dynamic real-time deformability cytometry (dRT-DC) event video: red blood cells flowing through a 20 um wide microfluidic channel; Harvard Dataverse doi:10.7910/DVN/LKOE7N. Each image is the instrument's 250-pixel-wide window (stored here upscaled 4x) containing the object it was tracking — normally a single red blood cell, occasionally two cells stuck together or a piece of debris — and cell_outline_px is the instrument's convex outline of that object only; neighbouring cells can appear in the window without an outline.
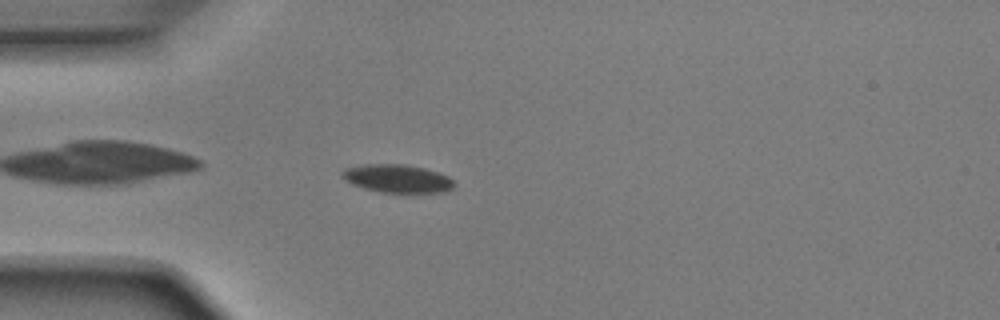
{"species": "Egyptian fruit bat (a non-hibernating species)", "species_latin": "Rousettus aegyptiacus", "temperature_condition": "room temperature", "stored_images_in_passage": 39, "camera_frame_rate_fps": 3000, "um_per_image_px": 0.085, "animal": {"sex": "male"}, "frame": {"image": 1, "passage_image": 2, "time_ms": 0.333, "image_size_px": [1000, 320], "cell_outline_px": [[456, 184], [452, 188], [444, 192], [380, 192], [364, 188], [352, 184], [344, 180], [340, 176], [340, 172], [344, 168], [364, 164], [404, 164], [424, 168], [440, 172], [448, 176]], "centroid_in_image_um": [33.74, 15.16], "position_along_channel_um": 51.3, "area_um2": 18.5}}
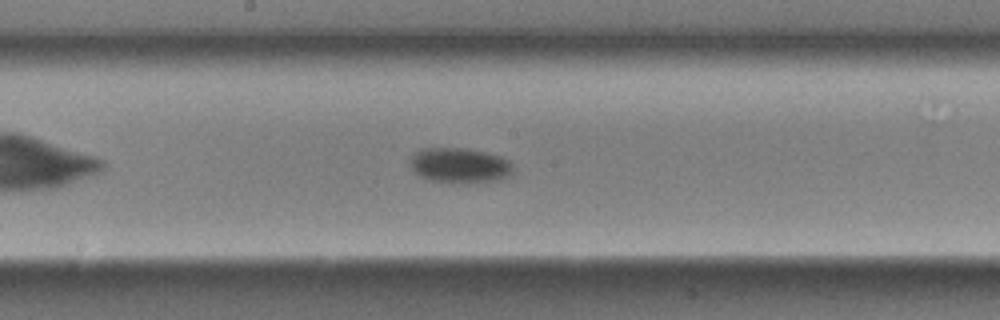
{"frame": {"image": 2, "passage_image": 15, "time_ms": 4.667, "image_size_px": [1000, 320], "cell_outline_px": [[512, 172], [508, 176], [500, 180], [452, 184], [432, 180], [420, 176], [412, 168], [408, 160], [420, 148], [468, 148], [500, 156], [508, 160], [512, 164]], "centroid_in_image_um": [39.06, 14.06], "position_along_channel_um": 209.1, "area_um2": 21.21}}
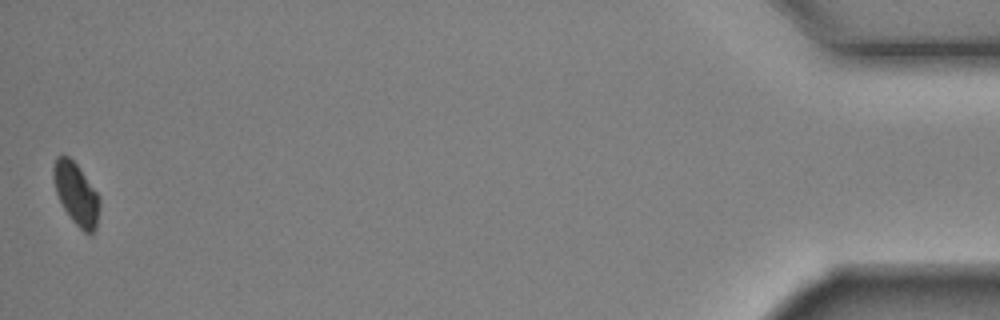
{"frame": {"image": 3, "passage_image": 39, "time_ms": 12.667, "image_size_px": [1000, 320], "cell_outline_px": [[100, 204], [96, 228], [88, 236], [72, 220], [64, 208], [56, 192], [52, 176], [52, 168], [56, 156], [68, 156], [80, 168], [96, 192], [100, 200]], "centroid_in_image_um": [6.47, 16.47], "position_along_channel_um": 428.7, "area_um2": 16.53}, "authors_computed_cell_mechanics": {"area_um2": 19.363, "velocity_mm_per_s": 3.9046, "shape_relaxation_time_tau1_ms": 2.1075, "shape_relaxation_time_tau2_ms": null, "deformation_change_tau1": 0.0872, "deformation_change_tau2": null}}